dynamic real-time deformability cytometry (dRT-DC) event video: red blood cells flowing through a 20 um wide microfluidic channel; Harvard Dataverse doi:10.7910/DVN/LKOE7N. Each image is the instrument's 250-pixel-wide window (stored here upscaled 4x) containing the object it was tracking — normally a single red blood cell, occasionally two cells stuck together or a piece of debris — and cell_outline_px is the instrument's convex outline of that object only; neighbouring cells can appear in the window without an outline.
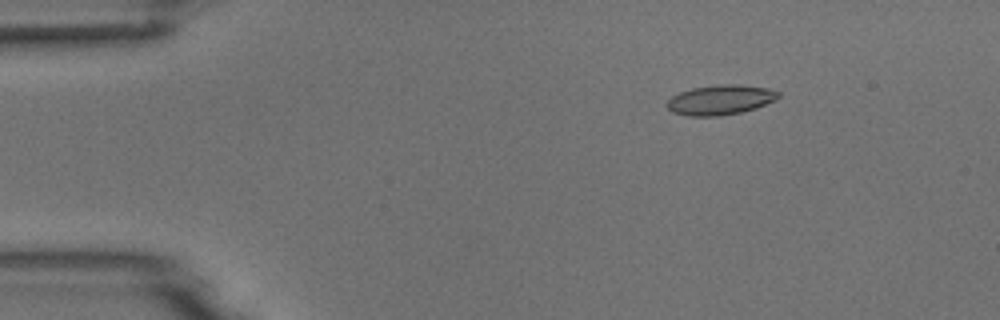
{"species": "common noctule bat (a hibernating species)", "species_latin": "Nyctalus noctula", "temperature_condition": "room temperature", "stored_images_in_passage": 5, "camera_frame_rate_fps": 3000, "um_per_image_px": 0.085, "animal": {"sex": "male", "body_mass_g": 18.8}, "frame": {"image": 1, "passage_image": 3, "time_ms": 2.333, "image_size_px": [1000, 320], "cell_outline_px": [[780, 96], [776, 100], [756, 108], [740, 112], [720, 116], [688, 116], [672, 112], [668, 108], [668, 100], [672, 96], [680, 92], [692, 88], [724, 84], [736, 84], [768, 88], [780, 92]], "centroid_in_image_um": [61.26, 8.49], "position_along_channel_um": 23.7, "area_um2": 19.31}}